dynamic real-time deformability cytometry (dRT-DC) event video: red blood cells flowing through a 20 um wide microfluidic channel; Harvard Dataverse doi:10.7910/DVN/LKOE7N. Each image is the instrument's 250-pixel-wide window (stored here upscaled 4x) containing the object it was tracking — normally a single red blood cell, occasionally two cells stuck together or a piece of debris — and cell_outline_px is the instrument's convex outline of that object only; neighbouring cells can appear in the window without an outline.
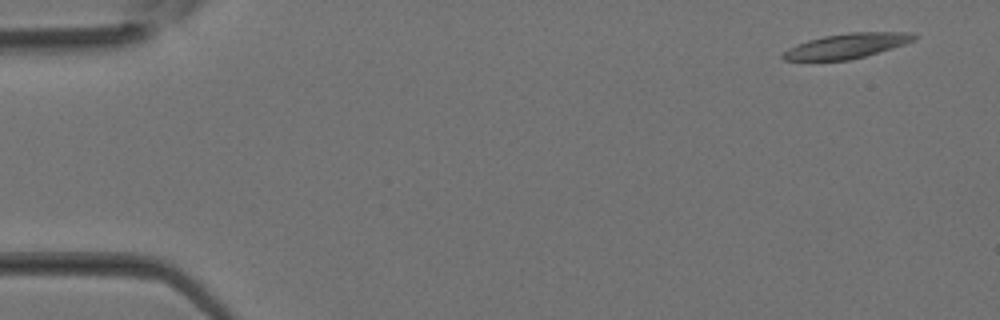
{"species": "Egyptian fruit bat (a non-hibernating species)", "species_latin": "Rousettus aegyptiacus", "temperature_condition": "room temperature", "stored_images_in_passage": 33, "camera_frame_rate_fps": 3000, "um_per_image_px": 0.085, "animal": {"sex": "female"}, "frame": {"image": 1, "passage_image": 1, "time_ms": 0.0, "image_size_px": [1000, 320], "cell_outline_px": [[916, 40], [892, 48], [864, 56], [848, 60], [784, 60], [780, 56], [788, 48], [796, 44], [808, 40], [824, 36], [852, 32], [912, 32], [916, 36]], "centroid_in_image_um": [71.97, 3.89], "position_along_channel_um": 13.0, "area_um2": 18.84}}
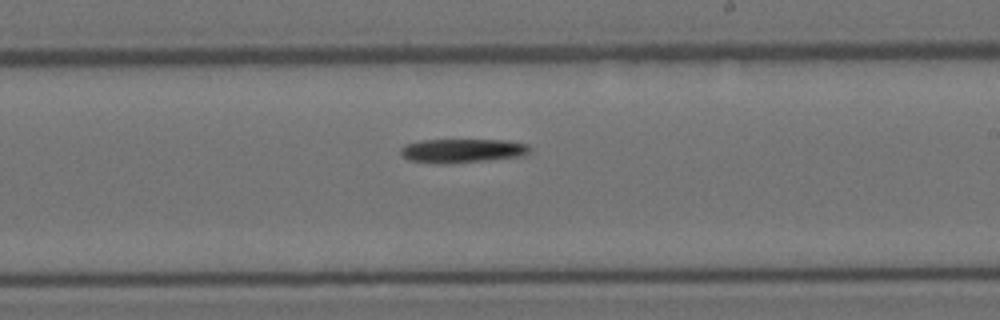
{"frame": {"image": 2, "passage_image": 19, "time_ms": 6.0, "image_size_px": [1000, 320], "cell_outline_px": [[532, 148], [528, 152], [520, 156], [488, 160], [444, 164], [408, 160], [400, 152], [400, 148], [404, 144], [420, 140], [508, 140], [528, 144]], "centroid_in_image_um": [39.28, 12.8], "position_along_channel_um": 249.7, "area_um2": 18.03}}
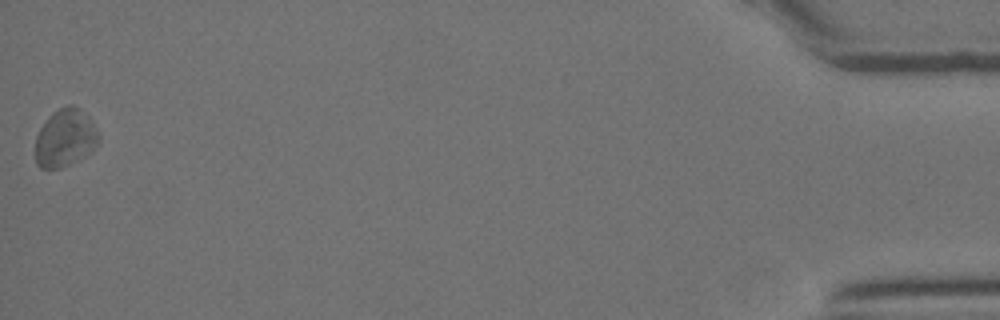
{"frame": {"image": 3, "passage_image": 33, "time_ms": 10.667, "image_size_px": [1000, 320], "cell_outline_px": [[100, 140], [84, 156], [60, 168], [40, 168], [36, 164], [36, 136], [40, 128], [48, 116], [52, 112], [68, 104], [72, 104], [88, 116], [100, 132]], "centroid_in_image_um": [5.53, 11.7], "position_along_channel_um": 429.7, "area_um2": 21.15}}